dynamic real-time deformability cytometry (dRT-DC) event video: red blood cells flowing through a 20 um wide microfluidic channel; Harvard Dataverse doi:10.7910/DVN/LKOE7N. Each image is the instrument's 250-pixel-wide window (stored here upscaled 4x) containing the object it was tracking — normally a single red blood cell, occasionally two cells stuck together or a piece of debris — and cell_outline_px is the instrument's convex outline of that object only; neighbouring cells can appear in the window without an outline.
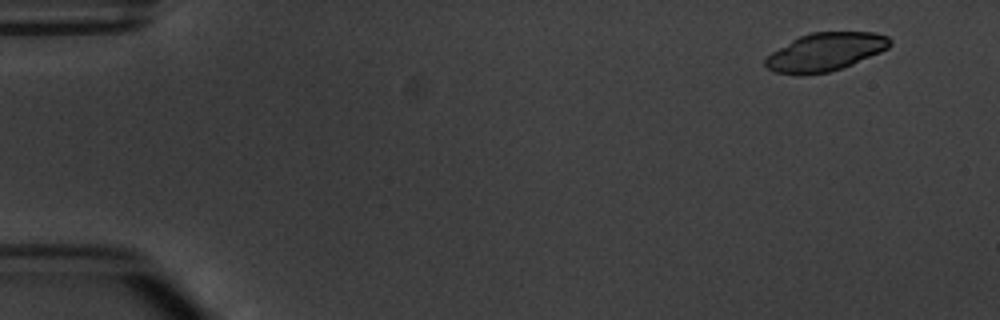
{"species": "common noctule bat (a hibernating species)", "species_latin": "Nyctalus noctula", "temperature_condition": "warm", "stored_images_in_passage": 6, "camera_frame_rate_fps": 3000, "um_per_image_px": 0.085, "animal": {"sex": "male", "body_mass_g": 20.1, "forearm_length_mm": 53.5}, "frame": {"image": 1, "passage_image": 2, "time_ms": 1.0, "image_size_px": [1000, 320], "cell_outline_px": [[892, 44], [888, 48], [880, 52], [852, 64], [828, 72], [800, 76], [776, 72], [768, 68], [764, 64], [764, 60], [772, 52], [792, 40], [800, 36], [812, 32], [876, 32], [888, 36], [892, 40]], "centroid_in_image_um": [70.16, 4.41], "position_along_channel_um": 14.8, "area_um2": 27.63}}